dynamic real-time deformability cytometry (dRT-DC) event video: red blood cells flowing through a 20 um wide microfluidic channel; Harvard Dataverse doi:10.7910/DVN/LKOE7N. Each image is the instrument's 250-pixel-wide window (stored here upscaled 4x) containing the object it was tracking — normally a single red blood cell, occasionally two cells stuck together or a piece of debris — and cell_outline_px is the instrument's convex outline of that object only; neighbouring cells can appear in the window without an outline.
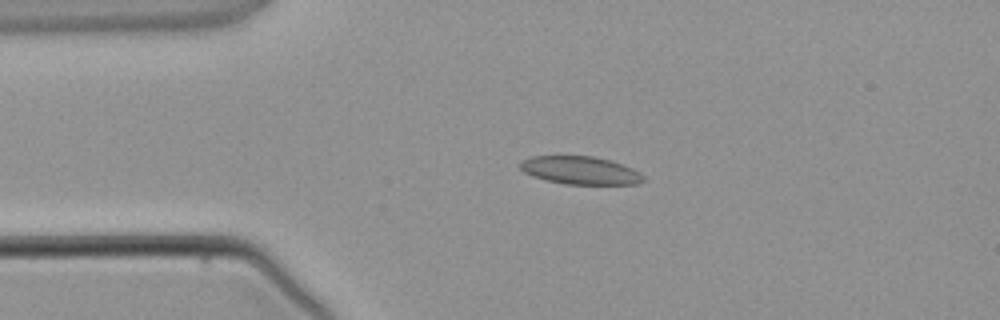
{"species": "common noctule bat (a hibernating species)", "species_latin": "Nyctalus noctula", "temperature_condition": "warm", "stored_images_in_passage": 3, "camera_frame_rate_fps": 3000, "um_per_image_px": 0.085, "animal": {"sex": "male", "body_mass_g": 21.5, "forearm_length_mm": 52.0}, "frame": {"image": 1, "passage_image": 2, "time_ms": 2.0, "image_size_px": [1000, 320], "cell_outline_px": [[644, 180], [640, 184], [564, 184], [532, 176], [524, 172], [520, 168], [520, 160], [532, 156], [592, 156], [612, 160], [632, 168], [640, 172], [644, 176]], "centroid_in_image_um": [49.34, 14.48], "position_along_channel_um": 35.7, "area_um2": 20.17}}
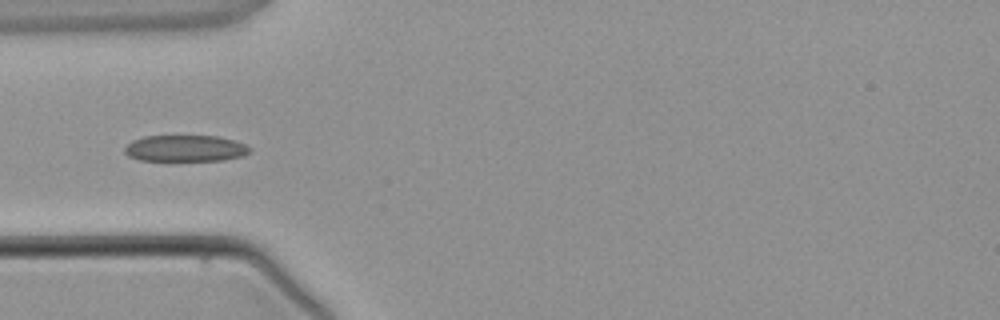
{"frame": {"image": 2, "passage_image": 3, "time_ms": 3.333, "image_size_px": [1000, 320], "cell_outline_px": [[252, 152], [244, 156], [224, 160], [140, 160], [128, 156], [124, 152], [124, 148], [132, 140], [144, 136], [216, 136], [232, 140], [244, 144], [252, 148]], "centroid_in_image_um": [15.77, 12.61], "position_along_channel_um": 69.2, "area_um2": 19.25}}